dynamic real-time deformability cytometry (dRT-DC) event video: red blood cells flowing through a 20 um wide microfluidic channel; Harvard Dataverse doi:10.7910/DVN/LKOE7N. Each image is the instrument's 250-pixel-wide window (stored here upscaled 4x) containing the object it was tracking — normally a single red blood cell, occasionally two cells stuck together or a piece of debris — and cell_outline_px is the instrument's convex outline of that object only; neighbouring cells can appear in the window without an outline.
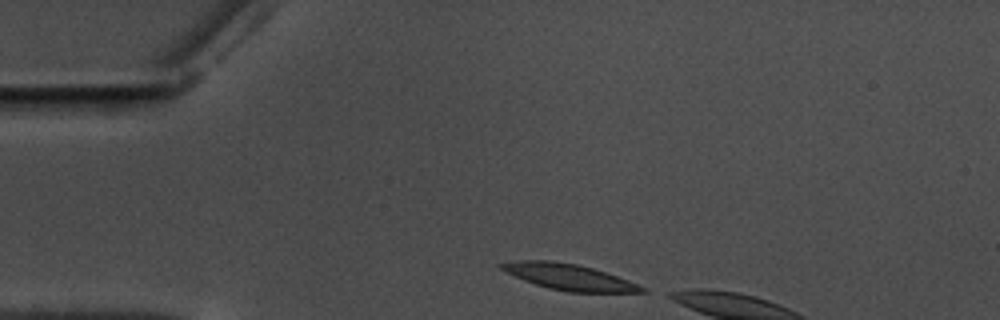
{"species": "common noctule bat (a hibernating species)", "species_latin": "Nyctalus noctula", "temperature_condition": "warm", "stored_images_in_passage": 4, "camera_frame_rate_fps": 3000, "um_per_image_px": 0.085, "animal": {"sex": "male", "body_mass_g": 17.5, "forearm_length_mm": 52.3}, "frame": {"image": 1, "passage_image": 1, "time_ms": 0.0, "image_size_px": [1000, 320], "cell_outline_px": [[648, 292], [568, 292], [548, 288], [524, 280], [500, 268], [496, 264], [516, 260], [552, 260], [576, 264], [592, 268], [628, 280], [644, 288]], "centroid_in_image_um": [48.32, 23.53], "position_along_channel_um": 36.7, "area_um2": 20.98}}